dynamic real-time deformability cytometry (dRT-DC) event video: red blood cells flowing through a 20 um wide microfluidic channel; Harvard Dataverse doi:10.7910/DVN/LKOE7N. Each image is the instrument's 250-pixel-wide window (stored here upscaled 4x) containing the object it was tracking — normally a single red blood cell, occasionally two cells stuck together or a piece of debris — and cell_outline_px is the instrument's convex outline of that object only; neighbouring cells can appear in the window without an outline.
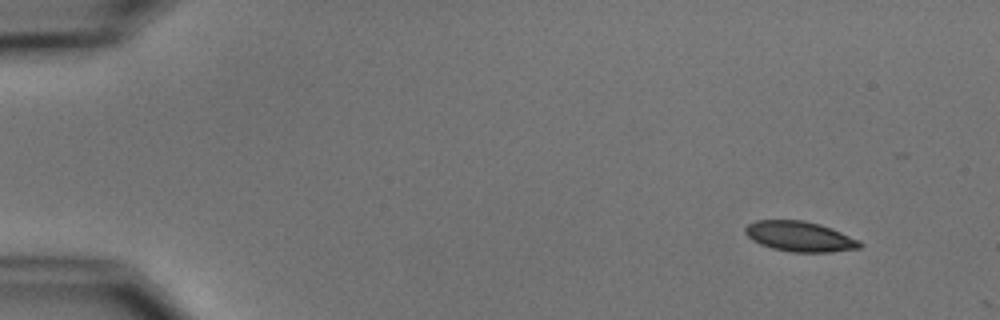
{"species": "common noctule bat (a hibernating species)", "species_latin": "Nyctalus noctula", "temperature_condition": "cold", "stored_images_in_passage": 2, "camera_frame_rate_fps": 3000, "um_per_image_px": 0.085, "animal": {"sex": "male", "body_mass_g": 15.6}, "frame": {"image": 1, "passage_image": 1, "time_ms": 0.0, "image_size_px": [1000, 320], "cell_outline_px": [[864, 244], [860, 248], [832, 252], [792, 252], [772, 248], [760, 244], [752, 240], [744, 232], [744, 228], [748, 224], [756, 220], [804, 220], [820, 224], [832, 228], [860, 240]], "centroid_in_image_um": [68.0, 20.1], "position_along_channel_um": 17.0, "area_um2": 20.35}}